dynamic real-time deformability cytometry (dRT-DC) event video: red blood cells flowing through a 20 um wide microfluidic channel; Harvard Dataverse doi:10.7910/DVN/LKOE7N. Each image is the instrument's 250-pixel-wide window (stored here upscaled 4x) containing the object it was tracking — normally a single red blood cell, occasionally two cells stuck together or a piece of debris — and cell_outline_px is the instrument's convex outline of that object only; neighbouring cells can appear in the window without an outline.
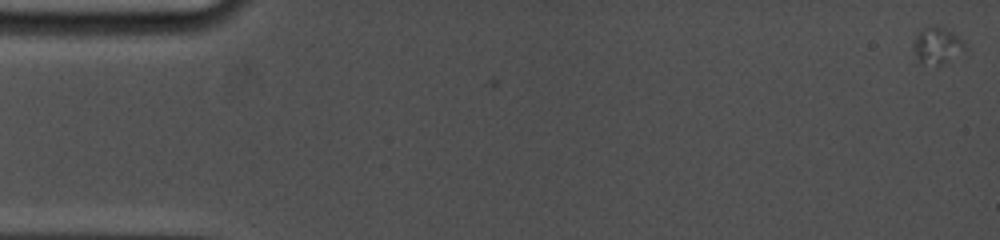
{"species": "common noctule bat (a hibernating species)", "species_latin": "Nyctalus noctula", "temperature_condition": "cold", "stored_images_in_passage": 3, "camera_frame_rate_fps": 5000, "um_per_image_px": 0.085, "animal": {"sex": "female", "body_mass_g": 19.0, "forearm_length_mm": 53.3}, "frame": {"image": 1, "passage_image": 1, "time_ms": 0.0, "image_size_px": [1000, 240], "cell_outline_px": [[968, 48], [944, 64], [916, 64], [912, 44], [920, 28], [932, 24], [936, 24], [948, 28]], "centroid_in_image_um": [79.59, 3.85], "position_along_channel_um": 5.4, "area_um2": 11.44}}